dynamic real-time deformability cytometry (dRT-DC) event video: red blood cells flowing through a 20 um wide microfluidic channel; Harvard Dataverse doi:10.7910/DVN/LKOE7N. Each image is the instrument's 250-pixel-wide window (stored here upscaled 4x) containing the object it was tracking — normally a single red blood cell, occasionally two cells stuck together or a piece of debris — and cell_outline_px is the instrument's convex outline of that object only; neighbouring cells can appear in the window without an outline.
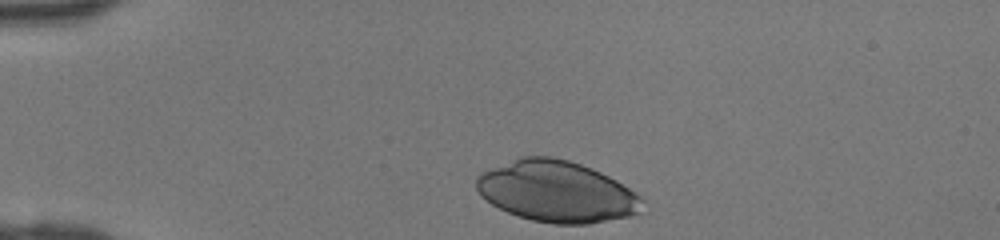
{"species": "human", "species_latin": "Homo sapiens", "temperature_condition": "room temperature", "stored_images_in_passage": 29, "camera_frame_rate_fps": 3000, "um_per_image_px": 0.085, "donor": {"sex": "female"}, "frame": {"image": 1, "passage_image": 1, "time_ms": 0.0, "image_size_px": [1000, 240], "cell_outline_px": [[644, 200], [640, 212], [628, 216], [588, 224], [552, 224], [532, 220], [508, 212], [492, 204], [480, 196], [476, 188], [476, 176], [492, 168], [520, 156], [552, 156], [568, 160], [592, 168], [616, 180], [636, 192]], "centroid_in_image_um": [47.32, 16.28], "position_along_channel_um": 37.7, "area_um2": 59.01}}
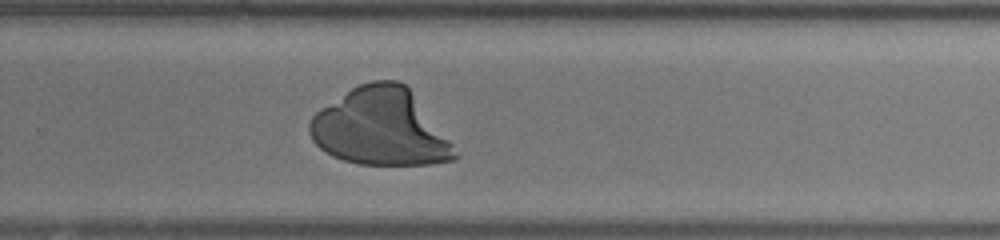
{"frame": {"image": 2, "passage_image": 22, "time_ms": 7.0, "image_size_px": [1000, 240], "cell_outline_px": [[460, 156], [456, 160], [432, 164], [360, 164], [344, 160], [332, 156], [320, 148], [312, 140], [308, 132], [308, 124], [312, 116], [320, 108], [352, 88], [360, 84], [372, 80], [396, 80], [404, 84], [408, 88], [452, 144]], "centroid_in_image_um": [32.3, 10.83], "position_along_channel_um": 297.5, "area_um2": 64.5}}